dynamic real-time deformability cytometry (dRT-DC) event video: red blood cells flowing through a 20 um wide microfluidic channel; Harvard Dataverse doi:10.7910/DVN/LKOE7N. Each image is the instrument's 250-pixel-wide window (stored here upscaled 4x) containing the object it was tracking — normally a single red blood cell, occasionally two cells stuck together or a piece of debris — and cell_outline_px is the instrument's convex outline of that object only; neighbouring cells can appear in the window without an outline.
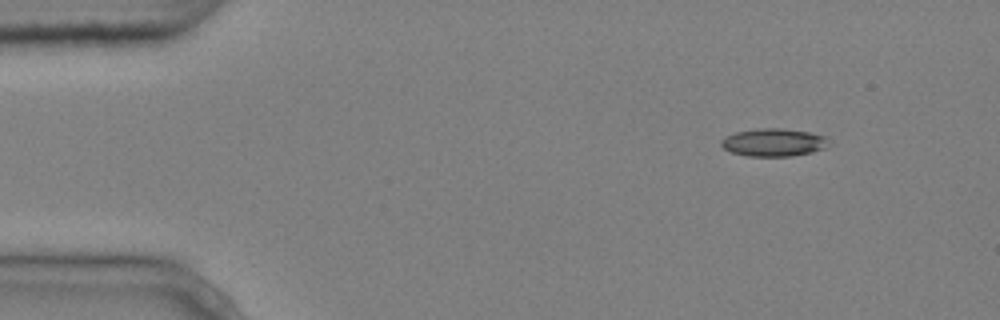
{"species": "common noctule bat (a hibernating species)", "species_latin": "Nyctalus noctula", "temperature_condition": "cold", "stored_images_in_passage": 9, "camera_frame_rate_fps": 3000, "um_per_image_px": 0.085, "animal": {"sex": "male", "body_mass_g": 20.4}, "frame": {"image": 1, "passage_image": 1, "time_ms": 0.0, "image_size_px": [1000, 320], "cell_outline_px": [[828, 148], [812, 152], [792, 156], [748, 156], [732, 152], [724, 148], [720, 144], [720, 140], [736, 132], [756, 128], [784, 128], [808, 132], [828, 136]], "centroid_in_image_um": [65.8, 12.1], "position_along_channel_um": 19.2, "area_um2": 17.57}}
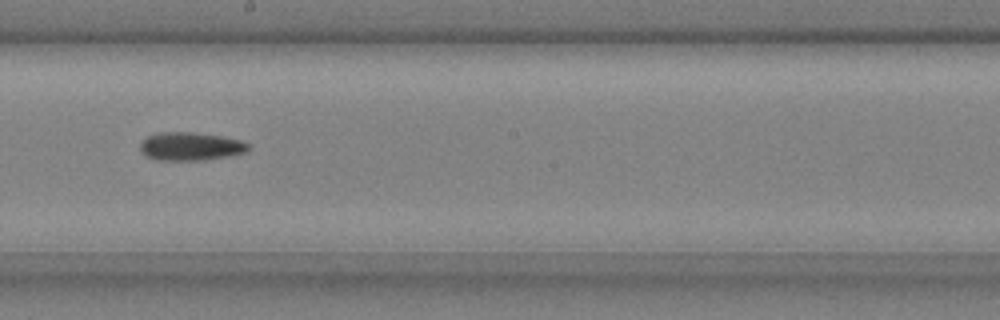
{"frame": {"image": 2, "passage_image": 8, "time_ms": 2.333, "image_size_px": [1000, 320], "cell_outline_px": [[252, 148], [248, 152], [228, 156], [204, 160], [156, 160], [148, 156], [140, 148], [140, 144], [148, 136], [160, 132], [192, 132], [220, 136], [240, 140], [248, 144]], "centroid_in_image_um": [16.25, 12.44], "position_along_channel_um": 232.0, "area_um2": 17.69}}
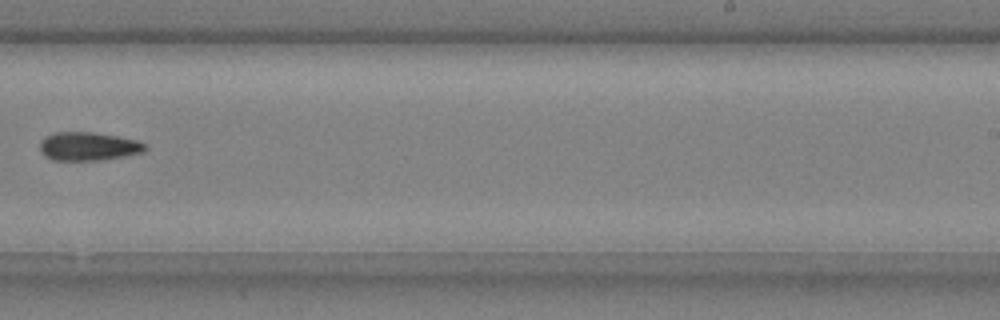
{"frame": {"image": 3, "passage_image": 9, "time_ms": 2.667, "image_size_px": [1000, 320], "cell_outline_px": [[148, 148], [144, 152], [104, 160], [52, 160], [44, 156], [40, 148], [40, 140], [44, 136], [56, 132], [96, 132], [136, 140], [148, 144]], "centroid_in_image_um": [7.52, 12.44], "position_along_channel_um": 281.5, "area_um2": 17.69}}